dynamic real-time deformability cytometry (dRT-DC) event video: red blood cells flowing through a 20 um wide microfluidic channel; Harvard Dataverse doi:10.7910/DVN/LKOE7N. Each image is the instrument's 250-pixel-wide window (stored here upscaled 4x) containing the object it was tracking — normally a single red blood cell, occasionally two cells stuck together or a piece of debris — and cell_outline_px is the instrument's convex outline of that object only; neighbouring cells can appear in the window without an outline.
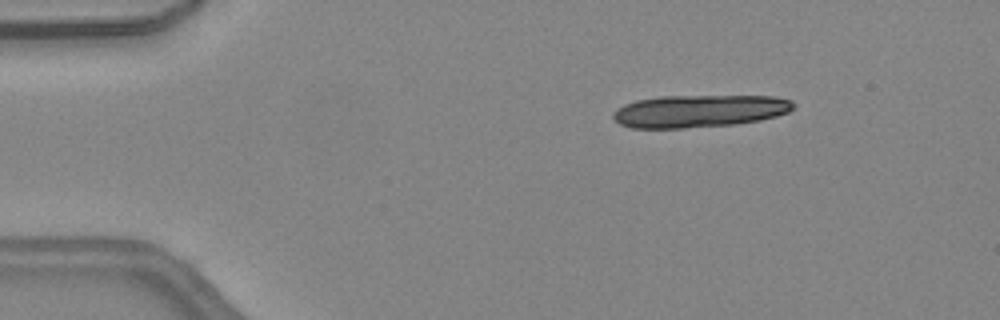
{"species": "common noctule bat (a hibernating species)", "species_latin": "Nyctalus noctula", "temperature_condition": "warm", "stored_images_in_passage": 42, "camera_frame_rate_fps": 3000, "um_per_image_px": 0.085, "animal": {"sex": "female", "body_mass_g": 24.6, "forearm_length_mm": 56.2}, "frame": {"image": 1, "passage_image": 2, "time_ms": 0.333, "image_size_px": [1000, 320], "cell_outline_px": [[796, 104], [788, 112], [776, 116], [760, 120], [736, 124], [684, 128], [632, 128], [620, 124], [612, 116], [612, 112], [616, 108], [624, 104], [636, 100], [660, 96], [772, 96], [792, 100]], "centroid_in_image_um": [59.42, 9.43], "position_along_channel_um": 25.6, "area_um2": 34.28}}
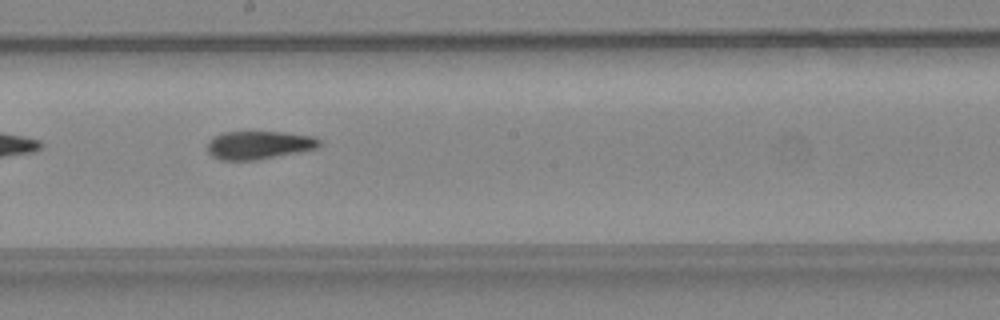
{"frame": {"image": 2, "passage_image": 21, "time_ms": 6.667, "image_size_px": [1000, 320], "cell_outline_px": [[320, 144], [316, 148], [300, 152], [256, 160], [220, 160], [212, 156], [208, 152], [208, 140], [224, 132], [284, 132], [312, 136], [320, 140]], "centroid_in_image_um": [22.0, 12.33], "position_along_channel_um": 226.2, "area_um2": 18.32}}
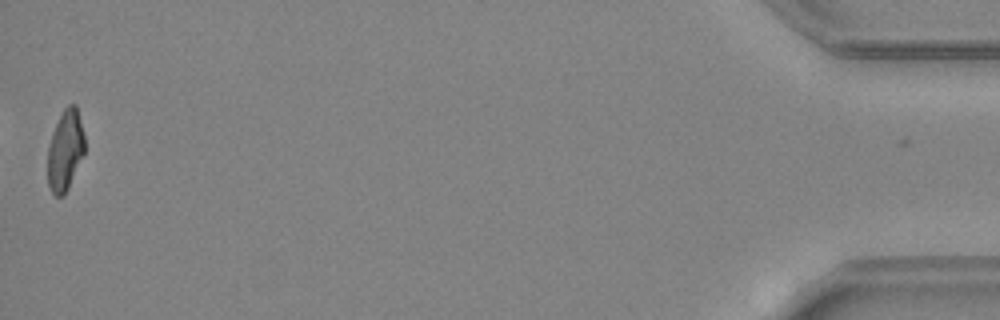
{"frame": {"image": 3, "passage_image": 41, "time_ms": 13.333, "image_size_px": [1000, 320], "cell_outline_px": [[84, 152], [68, 188], [64, 196], [56, 196], [52, 192], [48, 184], [48, 148], [52, 132], [64, 108], [68, 104], [76, 104], [84, 136]], "centroid_in_image_um": [5.53, 12.77], "position_along_channel_um": 429.7, "area_um2": 17.11}, "authors_computed_cell_mechanics": {"area_um2": 18.9584, "velocity_mm_per_s": 4.5304, "shape_relaxation_time_tau1_ms": null, "shape_relaxation_time_tau2_ms": 3.281, "deformation_change_tau1": null, "deformation_change_tau2": 0.1072}}